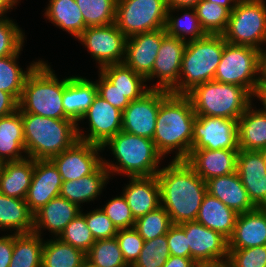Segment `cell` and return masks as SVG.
<instances>
[{
	"mask_svg": "<svg viewBox=\"0 0 266 267\" xmlns=\"http://www.w3.org/2000/svg\"><path fill=\"white\" fill-rule=\"evenodd\" d=\"M156 177L161 206L169 214L172 224L195 221L207 193L206 182L185 160H172Z\"/></svg>",
	"mask_w": 266,
	"mask_h": 267,
	"instance_id": "1",
	"label": "cell"
},
{
	"mask_svg": "<svg viewBox=\"0 0 266 267\" xmlns=\"http://www.w3.org/2000/svg\"><path fill=\"white\" fill-rule=\"evenodd\" d=\"M196 119L187 95L169 93L160 103L153 142L163 156L176 149L173 160H186L192 149L193 124Z\"/></svg>",
	"mask_w": 266,
	"mask_h": 267,
	"instance_id": "2",
	"label": "cell"
},
{
	"mask_svg": "<svg viewBox=\"0 0 266 267\" xmlns=\"http://www.w3.org/2000/svg\"><path fill=\"white\" fill-rule=\"evenodd\" d=\"M25 153L34 160L51 159L72 147L78 140L77 126L70 119H54L21 113Z\"/></svg>",
	"mask_w": 266,
	"mask_h": 267,
	"instance_id": "3",
	"label": "cell"
},
{
	"mask_svg": "<svg viewBox=\"0 0 266 267\" xmlns=\"http://www.w3.org/2000/svg\"><path fill=\"white\" fill-rule=\"evenodd\" d=\"M113 152L119 164L103 160V165L109 173H123L128 177H148L157 175L158 165L162 156L156 149L153 140L120 131L110 138L103 146Z\"/></svg>",
	"mask_w": 266,
	"mask_h": 267,
	"instance_id": "4",
	"label": "cell"
},
{
	"mask_svg": "<svg viewBox=\"0 0 266 267\" xmlns=\"http://www.w3.org/2000/svg\"><path fill=\"white\" fill-rule=\"evenodd\" d=\"M65 79L59 81L44 61H40L27 76L18 109L54 119H69L64 112L62 97Z\"/></svg>",
	"mask_w": 266,
	"mask_h": 267,
	"instance_id": "5",
	"label": "cell"
},
{
	"mask_svg": "<svg viewBox=\"0 0 266 267\" xmlns=\"http://www.w3.org/2000/svg\"><path fill=\"white\" fill-rule=\"evenodd\" d=\"M225 43L221 34H206L198 40L188 41L182 57L179 83L171 93L186 95L195 86L213 81Z\"/></svg>",
	"mask_w": 266,
	"mask_h": 267,
	"instance_id": "6",
	"label": "cell"
},
{
	"mask_svg": "<svg viewBox=\"0 0 266 267\" xmlns=\"http://www.w3.org/2000/svg\"><path fill=\"white\" fill-rule=\"evenodd\" d=\"M196 116H214L238 120L254 97L246 88L235 84L207 81L187 94Z\"/></svg>",
	"mask_w": 266,
	"mask_h": 267,
	"instance_id": "7",
	"label": "cell"
},
{
	"mask_svg": "<svg viewBox=\"0 0 266 267\" xmlns=\"http://www.w3.org/2000/svg\"><path fill=\"white\" fill-rule=\"evenodd\" d=\"M263 55L257 48L226 42L214 81L241 86L254 96L261 82L257 75L261 74Z\"/></svg>",
	"mask_w": 266,
	"mask_h": 267,
	"instance_id": "8",
	"label": "cell"
},
{
	"mask_svg": "<svg viewBox=\"0 0 266 267\" xmlns=\"http://www.w3.org/2000/svg\"><path fill=\"white\" fill-rule=\"evenodd\" d=\"M227 43L257 48L266 43V5L264 0H240L231 11L222 34Z\"/></svg>",
	"mask_w": 266,
	"mask_h": 267,
	"instance_id": "9",
	"label": "cell"
},
{
	"mask_svg": "<svg viewBox=\"0 0 266 267\" xmlns=\"http://www.w3.org/2000/svg\"><path fill=\"white\" fill-rule=\"evenodd\" d=\"M166 0H117L115 24L127 37L164 29Z\"/></svg>",
	"mask_w": 266,
	"mask_h": 267,
	"instance_id": "10",
	"label": "cell"
},
{
	"mask_svg": "<svg viewBox=\"0 0 266 267\" xmlns=\"http://www.w3.org/2000/svg\"><path fill=\"white\" fill-rule=\"evenodd\" d=\"M102 68L124 62L127 37L115 23L87 27L77 38Z\"/></svg>",
	"mask_w": 266,
	"mask_h": 267,
	"instance_id": "11",
	"label": "cell"
},
{
	"mask_svg": "<svg viewBox=\"0 0 266 267\" xmlns=\"http://www.w3.org/2000/svg\"><path fill=\"white\" fill-rule=\"evenodd\" d=\"M239 150L238 120L214 116H196L192 149Z\"/></svg>",
	"mask_w": 266,
	"mask_h": 267,
	"instance_id": "12",
	"label": "cell"
},
{
	"mask_svg": "<svg viewBox=\"0 0 266 267\" xmlns=\"http://www.w3.org/2000/svg\"><path fill=\"white\" fill-rule=\"evenodd\" d=\"M169 93L150 89L141 98L130 101L122 112V131L152 140L160 103Z\"/></svg>",
	"mask_w": 266,
	"mask_h": 267,
	"instance_id": "13",
	"label": "cell"
},
{
	"mask_svg": "<svg viewBox=\"0 0 266 267\" xmlns=\"http://www.w3.org/2000/svg\"><path fill=\"white\" fill-rule=\"evenodd\" d=\"M86 118L89 120L90 133L85 136L77 126L80 141L103 146L110 138L122 131V111L98 94L82 120Z\"/></svg>",
	"mask_w": 266,
	"mask_h": 267,
	"instance_id": "14",
	"label": "cell"
},
{
	"mask_svg": "<svg viewBox=\"0 0 266 267\" xmlns=\"http://www.w3.org/2000/svg\"><path fill=\"white\" fill-rule=\"evenodd\" d=\"M102 146L78 140L72 147L51 158L62 181L78 180L92 174L102 163Z\"/></svg>",
	"mask_w": 266,
	"mask_h": 267,
	"instance_id": "15",
	"label": "cell"
},
{
	"mask_svg": "<svg viewBox=\"0 0 266 267\" xmlns=\"http://www.w3.org/2000/svg\"><path fill=\"white\" fill-rule=\"evenodd\" d=\"M180 225L186 233L190 248V258L196 263L228 259V239L221 233L207 228L196 221L184 222Z\"/></svg>",
	"mask_w": 266,
	"mask_h": 267,
	"instance_id": "16",
	"label": "cell"
},
{
	"mask_svg": "<svg viewBox=\"0 0 266 267\" xmlns=\"http://www.w3.org/2000/svg\"><path fill=\"white\" fill-rule=\"evenodd\" d=\"M186 43V41L168 35L162 39L152 72L146 78L147 81L155 76L160 78L151 89H162L171 92L178 85Z\"/></svg>",
	"mask_w": 266,
	"mask_h": 267,
	"instance_id": "17",
	"label": "cell"
},
{
	"mask_svg": "<svg viewBox=\"0 0 266 267\" xmlns=\"http://www.w3.org/2000/svg\"><path fill=\"white\" fill-rule=\"evenodd\" d=\"M165 28L127 38L124 64L145 79L151 74Z\"/></svg>",
	"mask_w": 266,
	"mask_h": 267,
	"instance_id": "18",
	"label": "cell"
},
{
	"mask_svg": "<svg viewBox=\"0 0 266 267\" xmlns=\"http://www.w3.org/2000/svg\"><path fill=\"white\" fill-rule=\"evenodd\" d=\"M62 178L51 159L35 160L34 174L25 201L35 214L51 199L60 196Z\"/></svg>",
	"mask_w": 266,
	"mask_h": 267,
	"instance_id": "19",
	"label": "cell"
},
{
	"mask_svg": "<svg viewBox=\"0 0 266 267\" xmlns=\"http://www.w3.org/2000/svg\"><path fill=\"white\" fill-rule=\"evenodd\" d=\"M236 172L252 204L266 208V164L260 152L239 150Z\"/></svg>",
	"mask_w": 266,
	"mask_h": 267,
	"instance_id": "20",
	"label": "cell"
},
{
	"mask_svg": "<svg viewBox=\"0 0 266 267\" xmlns=\"http://www.w3.org/2000/svg\"><path fill=\"white\" fill-rule=\"evenodd\" d=\"M239 150H191L185 160L195 172L206 182L236 172Z\"/></svg>",
	"mask_w": 266,
	"mask_h": 267,
	"instance_id": "21",
	"label": "cell"
},
{
	"mask_svg": "<svg viewBox=\"0 0 266 267\" xmlns=\"http://www.w3.org/2000/svg\"><path fill=\"white\" fill-rule=\"evenodd\" d=\"M266 245V208L256 207L237 215L228 249H246Z\"/></svg>",
	"mask_w": 266,
	"mask_h": 267,
	"instance_id": "22",
	"label": "cell"
},
{
	"mask_svg": "<svg viewBox=\"0 0 266 267\" xmlns=\"http://www.w3.org/2000/svg\"><path fill=\"white\" fill-rule=\"evenodd\" d=\"M130 181L123 189V196L135 220L161 206L160 187L156 175L130 177Z\"/></svg>",
	"mask_w": 266,
	"mask_h": 267,
	"instance_id": "23",
	"label": "cell"
},
{
	"mask_svg": "<svg viewBox=\"0 0 266 267\" xmlns=\"http://www.w3.org/2000/svg\"><path fill=\"white\" fill-rule=\"evenodd\" d=\"M79 213L81 211L78 205L57 196L34 214L33 232L41 236V228H47L55 237H59L66 225Z\"/></svg>",
	"mask_w": 266,
	"mask_h": 267,
	"instance_id": "24",
	"label": "cell"
},
{
	"mask_svg": "<svg viewBox=\"0 0 266 267\" xmlns=\"http://www.w3.org/2000/svg\"><path fill=\"white\" fill-rule=\"evenodd\" d=\"M206 188L207 193L218 198L237 214L249 212L256 208L250 201L237 172L207 180Z\"/></svg>",
	"mask_w": 266,
	"mask_h": 267,
	"instance_id": "25",
	"label": "cell"
},
{
	"mask_svg": "<svg viewBox=\"0 0 266 267\" xmlns=\"http://www.w3.org/2000/svg\"><path fill=\"white\" fill-rule=\"evenodd\" d=\"M97 95L96 82L79 76L65 78L62 104L65 115L76 124L90 108Z\"/></svg>",
	"mask_w": 266,
	"mask_h": 267,
	"instance_id": "26",
	"label": "cell"
},
{
	"mask_svg": "<svg viewBox=\"0 0 266 267\" xmlns=\"http://www.w3.org/2000/svg\"><path fill=\"white\" fill-rule=\"evenodd\" d=\"M34 168L35 160L29 157L19 161L4 162L0 174V193L25 200Z\"/></svg>",
	"mask_w": 266,
	"mask_h": 267,
	"instance_id": "27",
	"label": "cell"
},
{
	"mask_svg": "<svg viewBox=\"0 0 266 267\" xmlns=\"http://www.w3.org/2000/svg\"><path fill=\"white\" fill-rule=\"evenodd\" d=\"M237 215L218 198L206 193L195 221L229 239L233 234Z\"/></svg>",
	"mask_w": 266,
	"mask_h": 267,
	"instance_id": "28",
	"label": "cell"
},
{
	"mask_svg": "<svg viewBox=\"0 0 266 267\" xmlns=\"http://www.w3.org/2000/svg\"><path fill=\"white\" fill-rule=\"evenodd\" d=\"M109 176V171L102 163L90 175L78 180L63 181L60 196L81 207V203L95 200L100 195Z\"/></svg>",
	"mask_w": 266,
	"mask_h": 267,
	"instance_id": "29",
	"label": "cell"
},
{
	"mask_svg": "<svg viewBox=\"0 0 266 267\" xmlns=\"http://www.w3.org/2000/svg\"><path fill=\"white\" fill-rule=\"evenodd\" d=\"M25 139L21 111L0 117V160L12 162L25 159Z\"/></svg>",
	"mask_w": 266,
	"mask_h": 267,
	"instance_id": "30",
	"label": "cell"
},
{
	"mask_svg": "<svg viewBox=\"0 0 266 267\" xmlns=\"http://www.w3.org/2000/svg\"><path fill=\"white\" fill-rule=\"evenodd\" d=\"M239 150L258 151L266 147V113L252 104L238 119Z\"/></svg>",
	"mask_w": 266,
	"mask_h": 267,
	"instance_id": "31",
	"label": "cell"
},
{
	"mask_svg": "<svg viewBox=\"0 0 266 267\" xmlns=\"http://www.w3.org/2000/svg\"><path fill=\"white\" fill-rule=\"evenodd\" d=\"M16 230V234L33 232L34 214L24 199L0 193V229Z\"/></svg>",
	"mask_w": 266,
	"mask_h": 267,
	"instance_id": "32",
	"label": "cell"
},
{
	"mask_svg": "<svg viewBox=\"0 0 266 267\" xmlns=\"http://www.w3.org/2000/svg\"><path fill=\"white\" fill-rule=\"evenodd\" d=\"M99 70L130 101L141 98L151 89L144 85L143 76L124 63L106 65Z\"/></svg>",
	"mask_w": 266,
	"mask_h": 267,
	"instance_id": "33",
	"label": "cell"
},
{
	"mask_svg": "<svg viewBox=\"0 0 266 267\" xmlns=\"http://www.w3.org/2000/svg\"><path fill=\"white\" fill-rule=\"evenodd\" d=\"M45 16L53 24L78 38L87 28L75 0H50Z\"/></svg>",
	"mask_w": 266,
	"mask_h": 267,
	"instance_id": "34",
	"label": "cell"
},
{
	"mask_svg": "<svg viewBox=\"0 0 266 267\" xmlns=\"http://www.w3.org/2000/svg\"><path fill=\"white\" fill-rule=\"evenodd\" d=\"M31 232L13 234V253L9 267H41L44 242Z\"/></svg>",
	"mask_w": 266,
	"mask_h": 267,
	"instance_id": "35",
	"label": "cell"
},
{
	"mask_svg": "<svg viewBox=\"0 0 266 267\" xmlns=\"http://www.w3.org/2000/svg\"><path fill=\"white\" fill-rule=\"evenodd\" d=\"M55 239L44 241L41 267H81L86 254L59 238Z\"/></svg>",
	"mask_w": 266,
	"mask_h": 267,
	"instance_id": "36",
	"label": "cell"
},
{
	"mask_svg": "<svg viewBox=\"0 0 266 267\" xmlns=\"http://www.w3.org/2000/svg\"><path fill=\"white\" fill-rule=\"evenodd\" d=\"M22 48L14 55L0 57V90L12 94L18 101L21 97L24 83L31 70L40 62L30 64L23 71L17 64Z\"/></svg>",
	"mask_w": 266,
	"mask_h": 267,
	"instance_id": "37",
	"label": "cell"
},
{
	"mask_svg": "<svg viewBox=\"0 0 266 267\" xmlns=\"http://www.w3.org/2000/svg\"><path fill=\"white\" fill-rule=\"evenodd\" d=\"M178 9V11L187 9L192 12H184L181 17H173L170 15L171 12ZM191 9V10H190ZM165 31L168 36L181 39L183 41L198 40L206 35L205 31L201 28L199 19L196 15L194 7H179V8H168ZM191 35L190 38H186L185 35Z\"/></svg>",
	"mask_w": 266,
	"mask_h": 267,
	"instance_id": "38",
	"label": "cell"
},
{
	"mask_svg": "<svg viewBox=\"0 0 266 267\" xmlns=\"http://www.w3.org/2000/svg\"><path fill=\"white\" fill-rule=\"evenodd\" d=\"M87 27L115 23L117 0H75Z\"/></svg>",
	"mask_w": 266,
	"mask_h": 267,
	"instance_id": "39",
	"label": "cell"
},
{
	"mask_svg": "<svg viewBox=\"0 0 266 267\" xmlns=\"http://www.w3.org/2000/svg\"><path fill=\"white\" fill-rule=\"evenodd\" d=\"M201 28L206 34H223L227 28L230 11L210 1L201 0L195 7Z\"/></svg>",
	"mask_w": 266,
	"mask_h": 267,
	"instance_id": "40",
	"label": "cell"
},
{
	"mask_svg": "<svg viewBox=\"0 0 266 267\" xmlns=\"http://www.w3.org/2000/svg\"><path fill=\"white\" fill-rule=\"evenodd\" d=\"M86 259L99 267H130L124 260L116 237L96 240Z\"/></svg>",
	"mask_w": 266,
	"mask_h": 267,
	"instance_id": "41",
	"label": "cell"
},
{
	"mask_svg": "<svg viewBox=\"0 0 266 267\" xmlns=\"http://www.w3.org/2000/svg\"><path fill=\"white\" fill-rule=\"evenodd\" d=\"M171 225L172 222L169 214L162 206H159L155 210L136 219L134 228L144 241H149L165 235Z\"/></svg>",
	"mask_w": 266,
	"mask_h": 267,
	"instance_id": "42",
	"label": "cell"
},
{
	"mask_svg": "<svg viewBox=\"0 0 266 267\" xmlns=\"http://www.w3.org/2000/svg\"><path fill=\"white\" fill-rule=\"evenodd\" d=\"M58 238L62 242L82 250L85 254L95 243V239L87 226L82 212L66 225Z\"/></svg>",
	"mask_w": 266,
	"mask_h": 267,
	"instance_id": "43",
	"label": "cell"
},
{
	"mask_svg": "<svg viewBox=\"0 0 266 267\" xmlns=\"http://www.w3.org/2000/svg\"><path fill=\"white\" fill-rule=\"evenodd\" d=\"M169 256L170 251L165 234L144 241L139 257L131 267H163Z\"/></svg>",
	"mask_w": 266,
	"mask_h": 267,
	"instance_id": "44",
	"label": "cell"
},
{
	"mask_svg": "<svg viewBox=\"0 0 266 267\" xmlns=\"http://www.w3.org/2000/svg\"><path fill=\"white\" fill-rule=\"evenodd\" d=\"M4 18V19H3ZM24 34L12 20L0 18V57L16 54L23 46Z\"/></svg>",
	"mask_w": 266,
	"mask_h": 267,
	"instance_id": "45",
	"label": "cell"
},
{
	"mask_svg": "<svg viewBox=\"0 0 266 267\" xmlns=\"http://www.w3.org/2000/svg\"><path fill=\"white\" fill-rule=\"evenodd\" d=\"M230 267H266V245L246 249H229Z\"/></svg>",
	"mask_w": 266,
	"mask_h": 267,
	"instance_id": "46",
	"label": "cell"
},
{
	"mask_svg": "<svg viewBox=\"0 0 266 267\" xmlns=\"http://www.w3.org/2000/svg\"><path fill=\"white\" fill-rule=\"evenodd\" d=\"M117 229L134 228L135 219L123 195L112 198L101 208Z\"/></svg>",
	"mask_w": 266,
	"mask_h": 267,
	"instance_id": "47",
	"label": "cell"
},
{
	"mask_svg": "<svg viewBox=\"0 0 266 267\" xmlns=\"http://www.w3.org/2000/svg\"><path fill=\"white\" fill-rule=\"evenodd\" d=\"M125 262L131 267L138 259L143 248L144 239L135 228L118 229L116 234Z\"/></svg>",
	"mask_w": 266,
	"mask_h": 267,
	"instance_id": "48",
	"label": "cell"
},
{
	"mask_svg": "<svg viewBox=\"0 0 266 267\" xmlns=\"http://www.w3.org/2000/svg\"><path fill=\"white\" fill-rule=\"evenodd\" d=\"M83 215L95 241L116 237L118 229L102 209H96Z\"/></svg>",
	"mask_w": 266,
	"mask_h": 267,
	"instance_id": "49",
	"label": "cell"
},
{
	"mask_svg": "<svg viewBox=\"0 0 266 267\" xmlns=\"http://www.w3.org/2000/svg\"><path fill=\"white\" fill-rule=\"evenodd\" d=\"M96 82L97 94L122 112L129 105L130 100L101 73Z\"/></svg>",
	"mask_w": 266,
	"mask_h": 267,
	"instance_id": "50",
	"label": "cell"
},
{
	"mask_svg": "<svg viewBox=\"0 0 266 267\" xmlns=\"http://www.w3.org/2000/svg\"><path fill=\"white\" fill-rule=\"evenodd\" d=\"M170 255L190 257V248L184 228L180 224H172L166 233Z\"/></svg>",
	"mask_w": 266,
	"mask_h": 267,
	"instance_id": "51",
	"label": "cell"
},
{
	"mask_svg": "<svg viewBox=\"0 0 266 267\" xmlns=\"http://www.w3.org/2000/svg\"><path fill=\"white\" fill-rule=\"evenodd\" d=\"M13 253V234L0 237V267H9Z\"/></svg>",
	"mask_w": 266,
	"mask_h": 267,
	"instance_id": "52",
	"label": "cell"
},
{
	"mask_svg": "<svg viewBox=\"0 0 266 267\" xmlns=\"http://www.w3.org/2000/svg\"><path fill=\"white\" fill-rule=\"evenodd\" d=\"M18 110V100L9 93L0 90V117L13 114Z\"/></svg>",
	"mask_w": 266,
	"mask_h": 267,
	"instance_id": "53",
	"label": "cell"
},
{
	"mask_svg": "<svg viewBox=\"0 0 266 267\" xmlns=\"http://www.w3.org/2000/svg\"><path fill=\"white\" fill-rule=\"evenodd\" d=\"M196 262L190 257L170 255L163 267H196Z\"/></svg>",
	"mask_w": 266,
	"mask_h": 267,
	"instance_id": "54",
	"label": "cell"
},
{
	"mask_svg": "<svg viewBox=\"0 0 266 267\" xmlns=\"http://www.w3.org/2000/svg\"><path fill=\"white\" fill-rule=\"evenodd\" d=\"M201 0H166L168 8L195 7Z\"/></svg>",
	"mask_w": 266,
	"mask_h": 267,
	"instance_id": "55",
	"label": "cell"
},
{
	"mask_svg": "<svg viewBox=\"0 0 266 267\" xmlns=\"http://www.w3.org/2000/svg\"><path fill=\"white\" fill-rule=\"evenodd\" d=\"M261 82L256 92H266V53L261 61Z\"/></svg>",
	"mask_w": 266,
	"mask_h": 267,
	"instance_id": "56",
	"label": "cell"
},
{
	"mask_svg": "<svg viewBox=\"0 0 266 267\" xmlns=\"http://www.w3.org/2000/svg\"><path fill=\"white\" fill-rule=\"evenodd\" d=\"M18 1L19 0H0V17H4V13L6 14L8 10L13 8Z\"/></svg>",
	"mask_w": 266,
	"mask_h": 267,
	"instance_id": "57",
	"label": "cell"
},
{
	"mask_svg": "<svg viewBox=\"0 0 266 267\" xmlns=\"http://www.w3.org/2000/svg\"><path fill=\"white\" fill-rule=\"evenodd\" d=\"M206 1H210L217 5L223 6L231 12L240 0H206ZM231 3L233 4L231 5Z\"/></svg>",
	"mask_w": 266,
	"mask_h": 267,
	"instance_id": "58",
	"label": "cell"
},
{
	"mask_svg": "<svg viewBox=\"0 0 266 267\" xmlns=\"http://www.w3.org/2000/svg\"><path fill=\"white\" fill-rule=\"evenodd\" d=\"M196 267H230L228 260H220L216 262L197 263Z\"/></svg>",
	"mask_w": 266,
	"mask_h": 267,
	"instance_id": "59",
	"label": "cell"
},
{
	"mask_svg": "<svg viewBox=\"0 0 266 267\" xmlns=\"http://www.w3.org/2000/svg\"><path fill=\"white\" fill-rule=\"evenodd\" d=\"M257 97L262 102L264 109H262L266 113V92H256L254 97Z\"/></svg>",
	"mask_w": 266,
	"mask_h": 267,
	"instance_id": "60",
	"label": "cell"
},
{
	"mask_svg": "<svg viewBox=\"0 0 266 267\" xmlns=\"http://www.w3.org/2000/svg\"><path fill=\"white\" fill-rule=\"evenodd\" d=\"M81 267H99L91 263L89 260L85 259L81 265Z\"/></svg>",
	"mask_w": 266,
	"mask_h": 267,
	"instance_id": "61",
	"label": "cell"
},
{
	"mask_svg": "<svg viewBox=\"0 0 266 267\" xmlns=\"http://www.w3.org/2000/svg\"><path fill=\"white\" fill-rule=\"evenodd\" d=\"M259 152H260V154H261V156H262V158H263V161L265 162V164H266V147H264V148H262V149H260V150H258Z\"/></svg>",
	"mask_w": 266,
	"mask_h": 267,
	"instance_id": "62",
	"label": "cell"
},
{
	"mask_svg": "<svg viewBox=\"0 0 266 267\" xmlns=\"http://www.w3.org/2000/svg\"><path fill=\"white\" fill-rule=\"evenodd\" d=\"M3 165H4V162L0 160V174H1V171L3 169Z\"/></svg>",
	"mask_w": 266,
	"mask_h": 267,
	"instance_id": "63",
	"label": "cell"
}]
</instances>
